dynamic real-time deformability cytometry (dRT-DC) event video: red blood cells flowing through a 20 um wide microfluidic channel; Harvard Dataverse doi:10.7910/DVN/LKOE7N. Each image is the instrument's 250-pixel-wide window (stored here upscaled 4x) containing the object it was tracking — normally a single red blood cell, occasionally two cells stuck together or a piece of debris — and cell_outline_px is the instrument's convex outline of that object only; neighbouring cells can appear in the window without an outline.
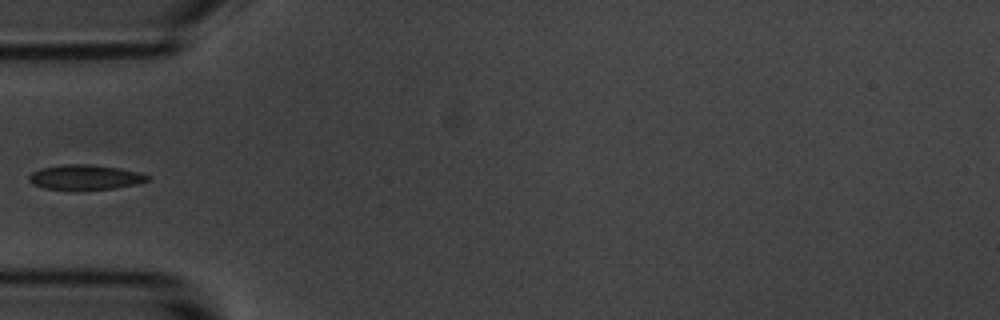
{"species": "common noctule bat (a hibernating species)", "species_latin": "Nyctalus noctula", "temperature_condition": "room temperature", "stored_images_in_passage": 5, "segment_of_instrument_passage": [2, 2], "camera_frame_rate_fps": 3000, "um_per_image_px": 0.085, "animal": {"sex": "male", "body_mass_g": 20.1, "forearm_length_mm": 53.5}, "frame": {"image": 1, "passage_image": 5, "time_ms": 4.667, "image_size_px": [1000, 320], "cell_outline_px": [[148, 180], [136, 184], [112, 188], [44, 188], [32, 184], [28, 180], [28, 176], [32, 172], [40, 168], [68, 164], [92, 164], [120, 168], [140, 172], [148, 176]], "centroid_in_image_um": [7.22, 15.03], "position_along_channel_um": 77.8, "area_um2": 16.7}}